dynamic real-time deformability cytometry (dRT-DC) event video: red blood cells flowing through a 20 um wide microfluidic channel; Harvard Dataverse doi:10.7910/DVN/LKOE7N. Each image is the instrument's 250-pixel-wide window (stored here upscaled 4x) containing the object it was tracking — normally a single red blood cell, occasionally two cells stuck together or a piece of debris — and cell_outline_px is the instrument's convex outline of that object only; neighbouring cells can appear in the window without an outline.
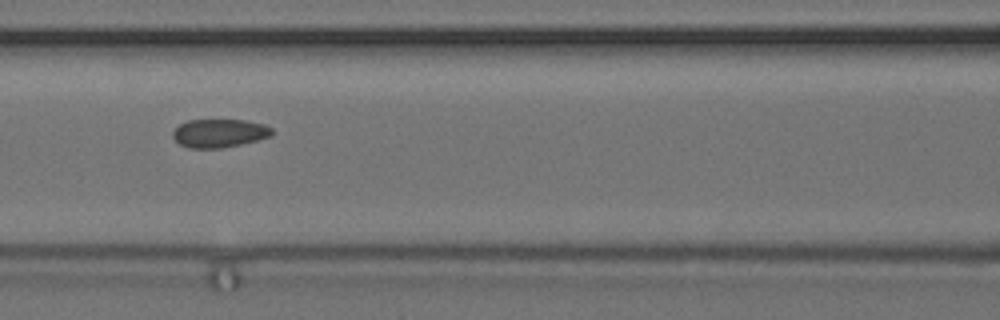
{"species": "common noctule bat (a hibernating species)", "species_latin": "Nyctalus noctula", "temperature_condition": "cold", "stored_images_in_passage": 11, "segment_of_instrument_passage": [2, 2], "camera_frame_rate_fps": 3000, "um_per_image_px": 0.085, "animal": {"sex": "female", "body_mass_g": 24.6, "forearm_length_mm": 56.2}, "frame": {"image": 1, "passage_image": 8, "time_ms": 2.333, "image_size_px": [1000, 320], "cell_outline_px": [[272, 136], [240, 144], [220, 148], [188, 148], [180, 144], [172, 136], [172, 132], [180, 124], [188, 120], [244, 120], [264, 124], [272, 128]], "centroid_in_image_um": [18.63, 11.32], "position_along_channel_um": 148.0, "area_um2": 16.3}}
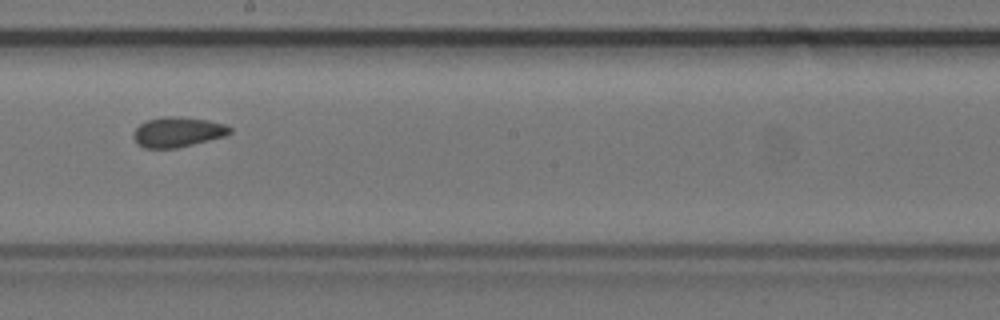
{"frame": {"image": 2, "passage_image": 10, "time_ms": 3.0, "image_size_px": [1000, 320], "cell_outline_px": [[232, 132], [224, 136], [176, 148], [144, 148], [132, 136], [132, 132], [140, 124], [148, 120], [164, 116], [176, 116], [208, 120], [224, 124], [232, 128]], "centroid_in_image_um": [15.1, 11.21], "position_along_channel_um": 233.1, "area_um2": 16.7}}
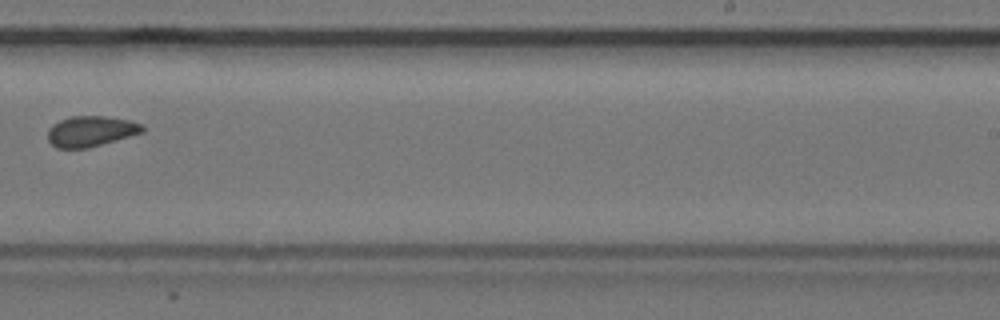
{"frame": {"image": 3, "passage_image": 11, "time_ms": 3.333, "image_size_px": [1000, 320], "cell_outline_px": [[144, 132], [88, 148], [56, 148], [48, 140], [48, 128], [52, 124], [60, 120], [72, 116], [108, 116], [128, 120], [144, 124]], "centroid_in_image_um": [7.72, 11.15], "position_along_channel_um": 281.3, "area_um2": 16.94}}